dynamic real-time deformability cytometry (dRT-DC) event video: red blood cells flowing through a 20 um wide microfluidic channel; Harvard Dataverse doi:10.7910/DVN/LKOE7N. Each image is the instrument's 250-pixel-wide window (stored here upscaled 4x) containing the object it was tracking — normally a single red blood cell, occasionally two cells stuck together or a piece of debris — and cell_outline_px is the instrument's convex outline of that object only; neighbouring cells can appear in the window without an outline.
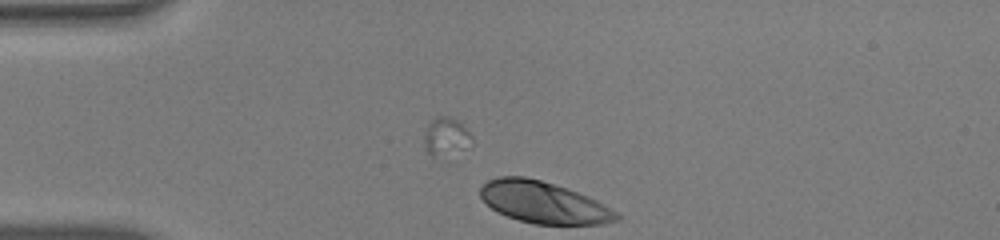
{"species": "human", "species_latin": "Homo sapiens", "temperature_condition": "warm", "stored_images_in_passage": 17, "segment_of_instrument_passage": [2, 2], "camera_frame_rate_fps": 3000, "um_per_image_px": 0.085, "donor": {"sex": "male"}, "frame": {"image": 1, "passage_image": 17, "time_ms": 5.333, "image_size_px": [1000, 240], "cell_outline_px": [[620, 216], [616, 220], [600, 224], [532, 224], [496, 212], [480, 196], [480, 188], [488, 180], [500, 176], [524, 176], [540, 180], [588, 196], [596, 200], [616, 212]], "centroid_in_image_um": [46.16, 17.2], "position_along_channel_um": 38.8, "area_um2": 32.54}}